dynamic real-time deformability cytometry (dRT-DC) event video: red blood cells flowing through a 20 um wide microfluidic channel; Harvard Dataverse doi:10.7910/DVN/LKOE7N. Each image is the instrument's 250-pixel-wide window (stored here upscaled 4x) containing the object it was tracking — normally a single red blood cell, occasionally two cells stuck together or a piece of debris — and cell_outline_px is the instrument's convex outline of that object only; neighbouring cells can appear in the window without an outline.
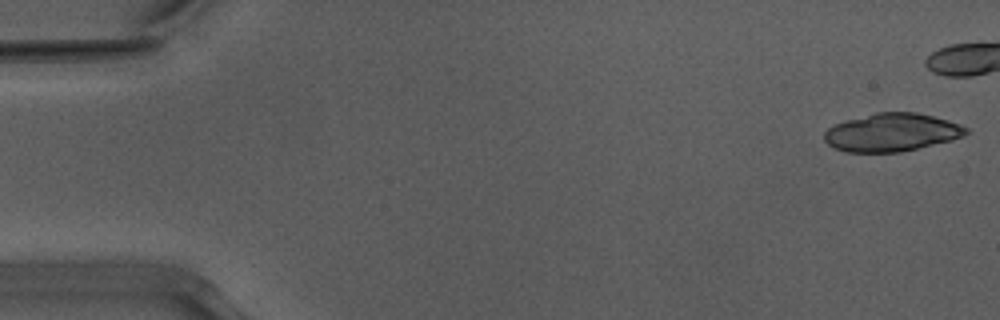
{"species": "Egyptian fruit bat (a non-hibernating species)", "species_latin": "Rousettus aegyptiacus", "temperature_condition": "warm", "stored_images_in_passage": 8, "camera_frame_rate_fps": 3000, "um_per_image_px": 0.085, "animal": {"sex": "male"}, "frame": {"image": 1, "passage_image": 1, "time_ms": 0.0, "image_size_px": [1000, 320], "cell_outline_px": [[968, 132], [964, 136], [952, 140], [900, 152], [844, 152], [832, 148], [824, 140], [824, 132], [828, 128], [836, 124], [848, 120], [876, 112], [916, 112], [948, 120], [960, 124], [968, 128]], "centroid_in_image_um": [75.8, 11.26], "position_along_channel_um": 9.2, "area_um2": 31.39}}